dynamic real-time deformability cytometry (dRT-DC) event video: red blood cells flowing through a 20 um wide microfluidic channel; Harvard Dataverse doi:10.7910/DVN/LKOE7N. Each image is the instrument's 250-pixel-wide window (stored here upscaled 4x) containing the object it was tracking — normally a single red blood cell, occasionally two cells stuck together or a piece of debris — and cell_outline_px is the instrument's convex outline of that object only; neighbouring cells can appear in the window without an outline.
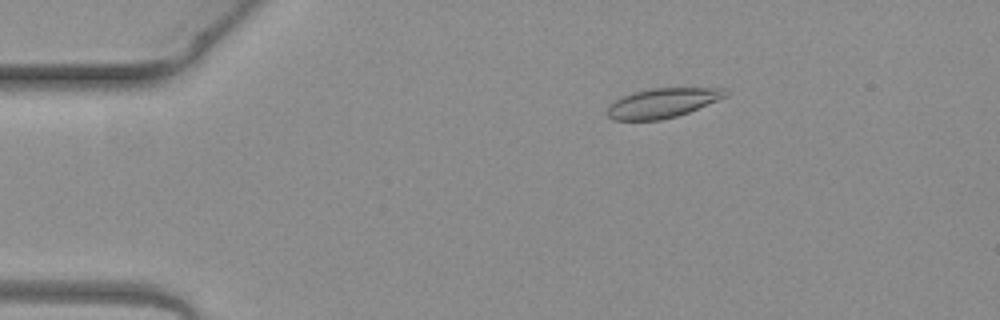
{"species": "common noctule bat (a hibernating species)", "species_latin": "Nyctalus noctula", "temperature_condition": "warm", "stored_images_in_passage": 4, "camera_frame_rate_fps": 3000, "um_per_image_px": 0.085, "animal": {"sex": "female", "body_mass_g": 19.3, "forearm_length_mm": 54.1}, "frame": {"image": 1, "passage_image": 3, "time_ms": 0.667, "image_size_px": [1000, 320], "cell_outline_px": [[728, 96], [688, 112], [676, 116], [660, 120], [612, 120], [604, 112], [608, 104], [620, 96], [632, 92], [652, 88], [724, 88], [728, 92]], "centroid_in_image_um": [56.24, 8.75], "position_along_channel_um": 28.8, "area_um2": 20.58}}